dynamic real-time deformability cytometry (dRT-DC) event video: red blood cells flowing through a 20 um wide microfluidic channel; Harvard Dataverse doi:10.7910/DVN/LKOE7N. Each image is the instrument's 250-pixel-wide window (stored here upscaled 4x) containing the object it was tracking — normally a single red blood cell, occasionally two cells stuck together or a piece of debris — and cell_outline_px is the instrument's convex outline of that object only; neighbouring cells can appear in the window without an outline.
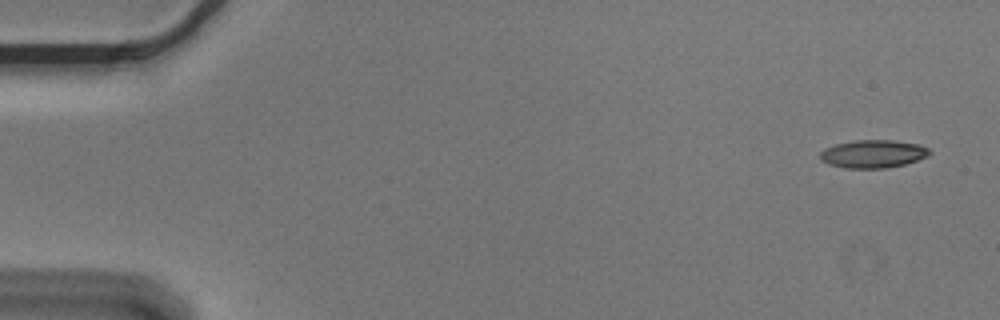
{"species": "Egyptian fruit bat (a non-hibernating species)", "species_latin": "Rousettus aegyptiacus", "temperature_condition": "cold", "stored_images_in_passage": 5, "camera_frame_rate_fps": 3000, "um_per_image_px": 0.085, "animal": {"sex": "male"}, "frame": {"image": 1, "passage_image": 1, "time_ms": 0.0, "image_size_px": [1000, 320], "cell_outline_px": [[932, 152], [928, 156], [904, 164], [884, 168], [844, 168], [828, 164], [820, 160], [820, 152], [824, 148], [836, 144], [856, 140], [892, 140], [920, 144], [928, 148]], "centroid_in_image_um": [74.2, 13.07], "position_along_channel_um": 10.8, "area_um2": 17.86}}
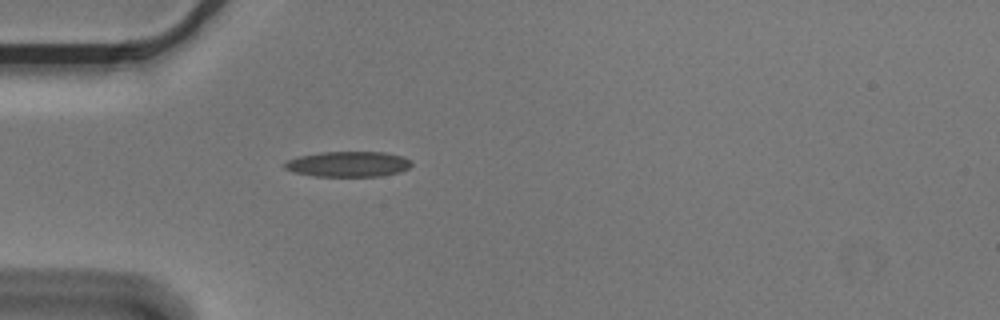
{"frame": {"image": 2, "passage_image": 5, "time_ms": 1.333, "image_size_px": [1000, 320], "cell_outline_px": [[412, 164], [408, 168], [400, 172], [380, 176], [316, 176], [292, 172], [284, 168], [284, 164], [288, 160], [296, 156], [320, 152], [384, 152], [404, 156], [412, 160]], "centroid_in_image_um": [29.6, 13.94], "position_along_channel_um": 55.4, "area_um2": 18.96}}